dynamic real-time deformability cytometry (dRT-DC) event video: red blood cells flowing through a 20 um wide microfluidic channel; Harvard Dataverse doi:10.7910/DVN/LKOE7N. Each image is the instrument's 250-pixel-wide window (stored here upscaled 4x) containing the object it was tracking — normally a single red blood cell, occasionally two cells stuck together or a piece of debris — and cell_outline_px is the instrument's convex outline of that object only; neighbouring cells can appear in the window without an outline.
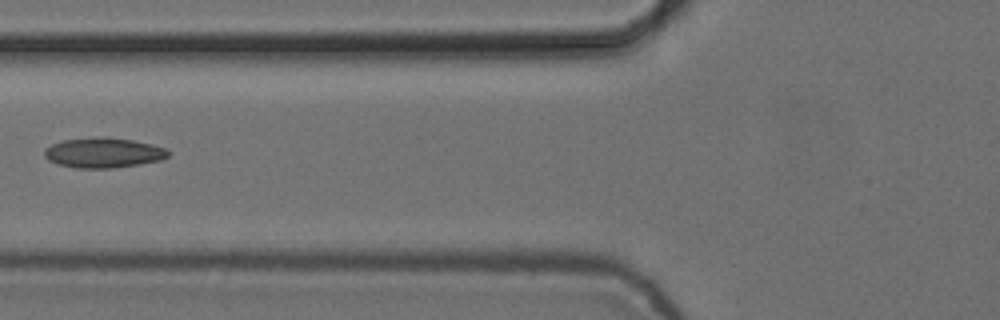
{"species": "common noctule bat (a hibernating species)", "species_latin": "Nyctalus noctula", "temperature_condition": "cold", "stored_images_in_passage": 6, "camera_frame_rate_fps": 3000, "um_per_image_px": 0.085, "animal": {"sex": "female", "body_mass_g": 24.6, "forearm_length_mm": 56.2}, "frame": {"image": 1, "passage_image": 5, "time_ms": 1.333, "image_size_px": [1000, 320], "cell_outline_px": [[172, 152], [168, 156], [160, 160], [140, 164], [112, 168], [76, 168], [56, 164], [48, 160], [44, 156], [44, 148], [52, 144], [64, 140], [100, 136], [104, 136], [132, 140], [152, 144], [168, 148]], "centroid_in_image_um": [8.8, 12.98], "position_along_channel_um": 117.0, "area_um2": 21.96}}
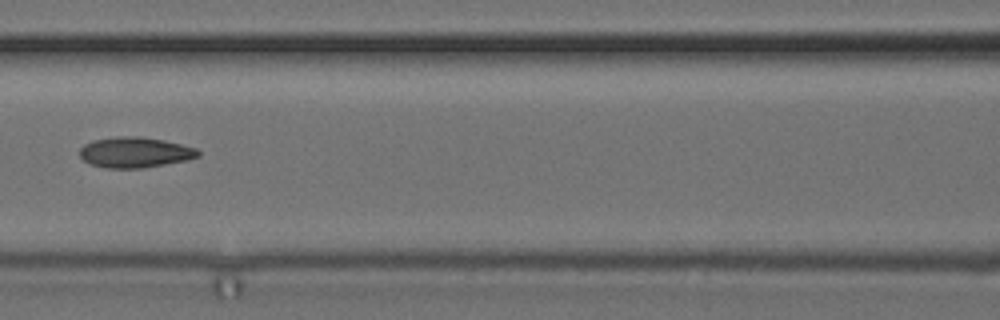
{"frame": {"image": 2, "passage_image": 6, "time_ms": 1.667, "image_size_px": [1000, 320], "cell_outline_px": [[200, 156], [188, 160], [144, 168], [104, 168], [92, 164], [84, 160], [80, 156], [80, 148], [84, 144], [92, 140], [116, 136], [140, 136], [164, 140], [196, 148], [200, 152]], "centroid_in_image_um": [11.48, 12.95], "position_along_channel_um": 155.1, "area_um2": 21.21}}